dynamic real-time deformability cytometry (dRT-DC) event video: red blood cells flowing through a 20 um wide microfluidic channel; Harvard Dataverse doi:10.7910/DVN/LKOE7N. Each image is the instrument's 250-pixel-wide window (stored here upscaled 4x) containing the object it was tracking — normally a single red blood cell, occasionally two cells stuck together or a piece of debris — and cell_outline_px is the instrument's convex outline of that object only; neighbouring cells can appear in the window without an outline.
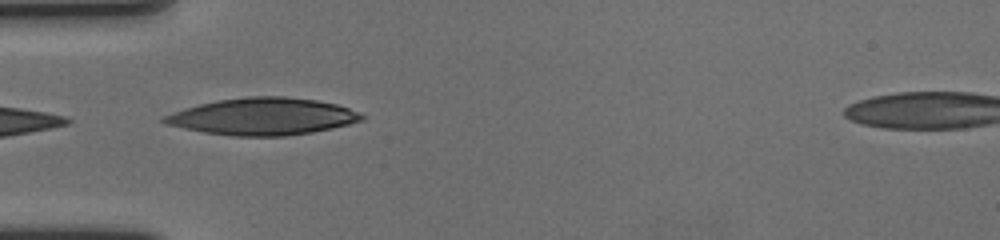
{"species": "human", "species_latin": "Homo sapiens", "temperature_condition": "cold", "stored_images_in_passage": 9, "camera_frame_rate_fps": 3000, "um_per_image_px": 0.085, "donor": {"sex": "female"}, "frame": {"image": 1, "passage_image": 1, "time_ms": 0.0, "image_size_px": [1000, 240], "cell_outline_px": [[368, 116], [364, 120], [332, 128], [312, 132], [284, 136], [232, 136], [204, 132], [164, 124], [160, 120], [164, 116], [172, 112], [184, 108], [216, 100], [248, 96], [284, 96], [316, 100], [336, 104], [360, 112]], "centroid_in_image_um": [22.34, 9.9], "position_along_channel_um": 62.7, "area_um2": 42.77}}
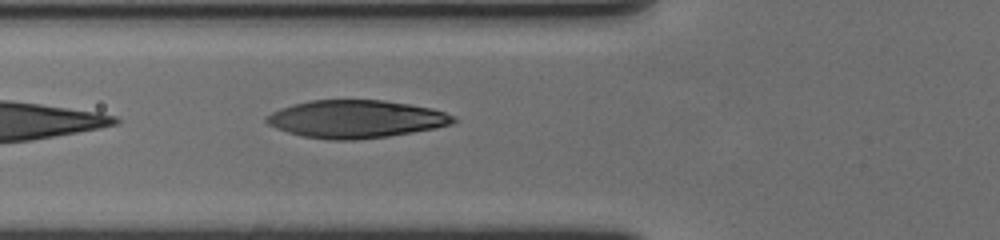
{"frame": {"image": 2, "passage_image": 4, "time_ms": 1.0, "image_size_px": [1000, 240], "cell_outline_px": [[456, 120], [452, 124], [436, 128], [388, 136], [356, 140], [328, 140], [304, 136], [288, 132], [276, 128], [268, 124], [264, 120], [264, 116], [280, 108], [292, 104], [312, 100], [384, 100], [432, 108], [456, 116]], "centroid_in_image_um": [30.24, 10.12], "position_along_channel_um": 95.6, "area_um2": 41.21}}